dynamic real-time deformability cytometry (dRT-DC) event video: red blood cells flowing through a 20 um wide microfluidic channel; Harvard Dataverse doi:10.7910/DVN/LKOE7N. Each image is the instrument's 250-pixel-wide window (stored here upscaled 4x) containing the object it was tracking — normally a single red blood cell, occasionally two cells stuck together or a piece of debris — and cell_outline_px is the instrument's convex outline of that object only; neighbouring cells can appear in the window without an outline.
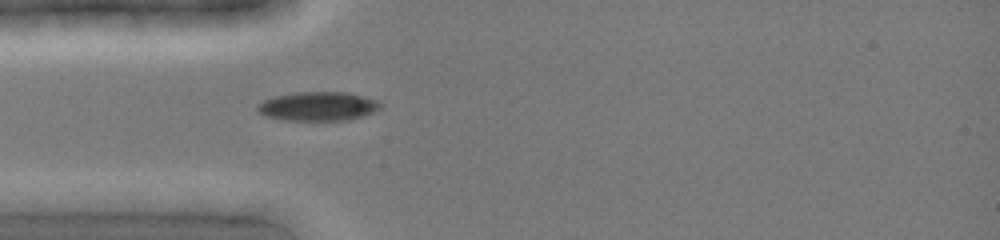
{"species": "common noctule bat (a hibernating species)", "species_latin": "Nyctalus noctula", "temperature_condition": "cold", "stored_images_in_passage": 4, "camera_frame_rate_fps": 3000, "um_per_image_px": 0.085, "animal": {"sex": "female", "body_mass_g": 19.0, "forearm_length_mm": 51.5}, "frame": {"image": 1, "passage_image": 1, "time_ms": 0.0, "image_size_px": [1000, 240], "cell_outline_px": [[380, 108], [372, 112], [348, 120], [284, 120], [264, 116], [256, 112], [256, 104], [272, 96], [296, 92], [344, 92], [380, 100]], "centroid_in_image_um": [26.95, 9.03], "position_along_channel_um": 58.0, "area_um2": 20.87}}